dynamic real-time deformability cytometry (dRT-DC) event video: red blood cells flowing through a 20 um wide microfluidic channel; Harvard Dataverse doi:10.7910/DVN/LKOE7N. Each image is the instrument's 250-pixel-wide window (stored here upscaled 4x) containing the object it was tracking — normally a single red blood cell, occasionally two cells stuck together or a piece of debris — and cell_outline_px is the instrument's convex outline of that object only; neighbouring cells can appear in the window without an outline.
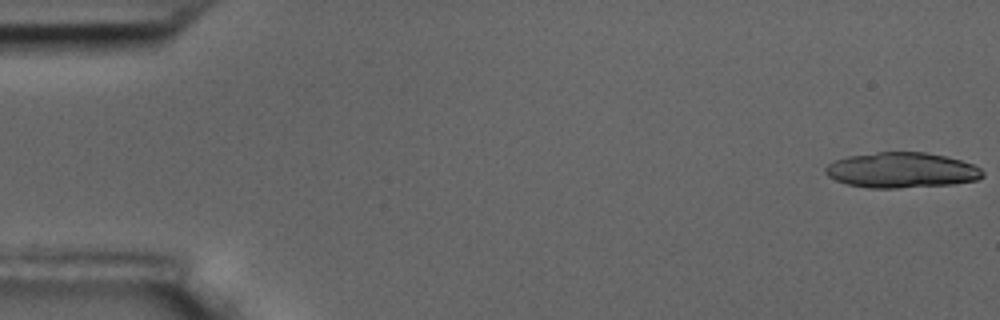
{"species": "common noctule bat (a hibernating species)", "species_latin": "Nyctalus noctula", "temperature_condition": "room temperature", "stored_images_in_passage": 20, "camera_frame_rate_fps": 3000, "um_per_image_px": 0.085, "animal": {"sex": "male", "body_mass_g": 17.5, "forearm_length_mm": 52.3}, "frame": {"image": 1, "passage_image": 1, "time_ms": 0.0, "image_size_px": [1000, 320], "cell_outline_px": [[984, 176], [976, 180], [952, 184], [896, 188], [868, 188], [848, 184], [836, 180], [828, 176], [824, 172], [824, 168], [828, 164], [836, 160], [848, 156], [876, 152], [924, 152], [944, 156], [960, 160], [972, 164], [980, 168], [984, 172]], "centroid_in_image_um": [76.62, 14.46], "position_along_channel_um": 8.4, "area_um2": 32.31}}